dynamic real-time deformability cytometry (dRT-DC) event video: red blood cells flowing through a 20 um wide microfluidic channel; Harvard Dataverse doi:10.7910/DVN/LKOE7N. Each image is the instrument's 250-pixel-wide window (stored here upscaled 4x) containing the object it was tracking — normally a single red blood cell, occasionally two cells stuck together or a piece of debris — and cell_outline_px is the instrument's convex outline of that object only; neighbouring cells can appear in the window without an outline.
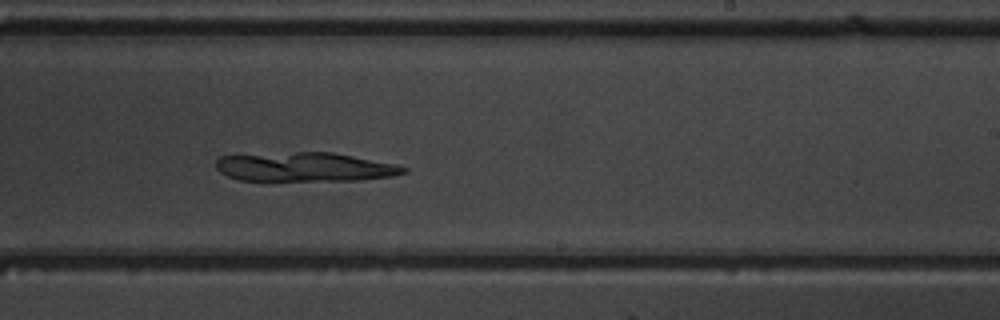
{"species": "common noctule bat (a hibernating species)", "species_latin": "Nyctalus noctula", "temperature_condition": "warm", "stored_images_in_passage": 46, "camera_frame_rate_fps": 3000, "um_per_image_px": 0.085, "animal": {"sex": "male", "body_mass_g": 19.5, "forearm_length_mm": 54.6}, "frame": {"image": 1, "passage_image": 27, "time_ms": 8.667, "image_size_px": [1000, 320], "cell_outline_px": [[408, 172], [392, 176], [360, 180], [240, 180], [228, 176], [220, 172], [216, 168], [216, 160], [220, 156], [296, 152], [332, 152], [396, 164], [408, 168]], "centroid_in_image_um": [25.94, 14.19], "position_along_channel_um": 263.1, "area_um2": 31.62}}